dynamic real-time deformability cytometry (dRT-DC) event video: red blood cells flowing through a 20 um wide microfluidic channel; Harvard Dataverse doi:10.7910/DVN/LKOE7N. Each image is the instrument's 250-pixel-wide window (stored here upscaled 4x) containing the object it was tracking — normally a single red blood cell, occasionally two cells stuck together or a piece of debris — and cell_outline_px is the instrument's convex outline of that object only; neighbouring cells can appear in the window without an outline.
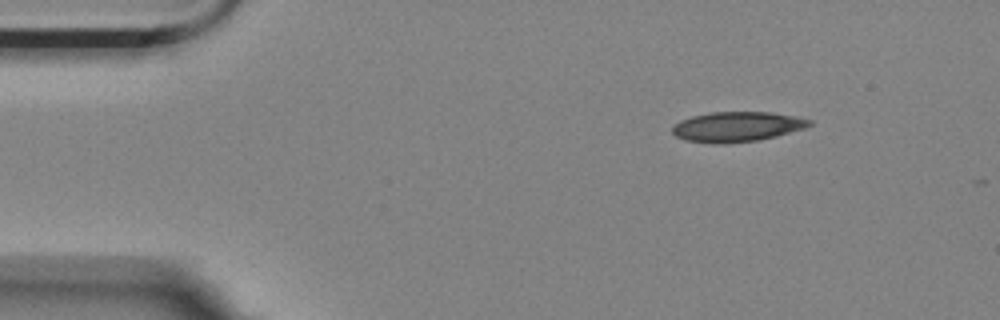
{"species": "Egyptian fruit bat (a non-hibernating species)", "species_latin": "Rousettus aegyptiacus", "temperature_condition": "room temperature", "stored_images_in_passage": 3, "camera_frame_rate_fps": 3000, "um_per_image_px": 0.085, "animal": {"sex": "female"}, "frame": {"image": 1, "passage_image": 1, "time_ms": 0.0, "image_size_px": [1000, 320], "cell_outline_px": [[812, 124], [804, 128], [776, 136], [756, 140], [724, 144], [720, 144], [684, 140], [676, 136], [672, 132], [672, 128], [680, 120], [692, 116], [708, 112], [768, 112], [796, 116], [812, 120]], "centroid_in_image_um": [62.63, 10.76], "position_along_channel_um": 22.4, "area_um2": 23.87}}
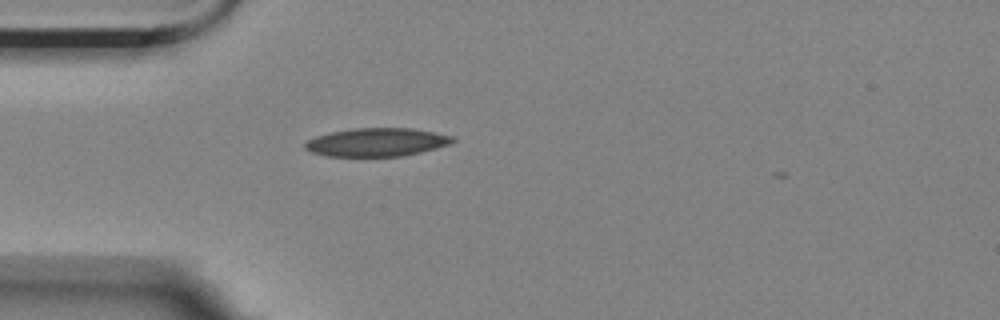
{"frame": {"image": 2, "passage_image": 3, "time_ms": 0.667, "image_size_px": [1000, 320], "cell_outline_px": [[456, 140], [452, 144], [404, 156], [328, 156], [312, 152], [304, 148], [304, 144], [308, 140], [316, 136], [328, 132], [356, 128], [412, 128], [436, 132], [452, 136]], "centroid_in_image_um": [32.05, 12.08], "position_along_channel_um": 53.0, "area_um2": 24.45}}